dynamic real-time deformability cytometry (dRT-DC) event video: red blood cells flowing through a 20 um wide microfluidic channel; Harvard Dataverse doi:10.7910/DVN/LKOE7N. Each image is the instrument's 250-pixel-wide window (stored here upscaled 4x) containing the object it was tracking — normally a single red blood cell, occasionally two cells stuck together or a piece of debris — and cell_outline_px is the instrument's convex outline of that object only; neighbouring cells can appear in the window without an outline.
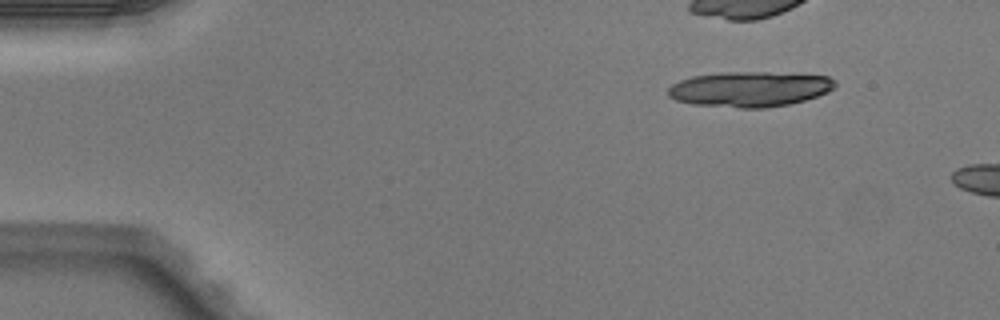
{"species": "Egyptian fruit bat (a non-hibernating species)", "species_latin": "Rousettus aegyptiacus", "temperature_condition": "warm", "stored_images_in_passage": 5, "camera_frame_rate_fps": 3000, "um_per_image_px": 0.085, "animal": {"sex": "male"}, "frame": {"image": 1, "passage_image": 1, "time_ms": 0.0, "image_size_px": [1000, 320], "cell_outline_px": [[836, 84], [828, 92], [804, 100], [788, 104], [764, 108], [740, 108], [692, 104], [676, 100], [668, 96], [668, 88], [672, 84], [680, 80], [692, 76], [720, 72], [768, 72], [828, 76]], "centroid_in_image_um": [63.68, 7.57], "position_along_channel_um": 21.3, "area_um2": 34.22}}